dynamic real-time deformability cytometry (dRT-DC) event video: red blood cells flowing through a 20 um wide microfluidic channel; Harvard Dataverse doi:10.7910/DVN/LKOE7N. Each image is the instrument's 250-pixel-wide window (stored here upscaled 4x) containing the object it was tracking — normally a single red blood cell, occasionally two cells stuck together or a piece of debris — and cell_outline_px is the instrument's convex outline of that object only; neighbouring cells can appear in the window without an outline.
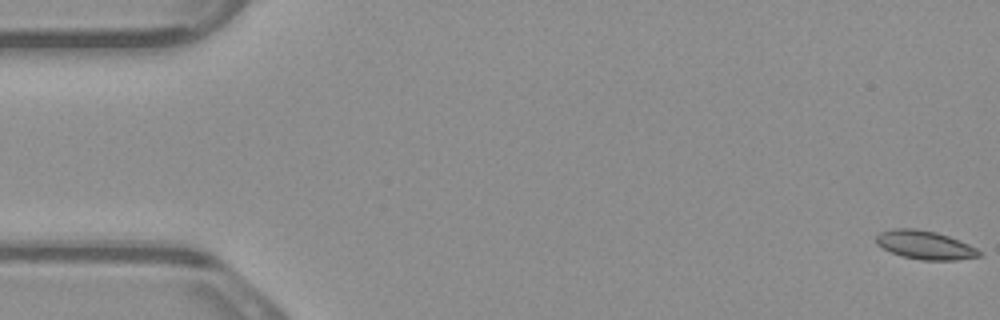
{"species": "common noctule bat (a hibernating species)", "species_latin": "Nyctalus noctula", "temperature_condition": "warm", "stored_images_in_passage": 5, "camera_frame_rate_fps": 3000, "um_per_image_px": 0.085, "animal": {"sex": "male", "body_mass_g": 23.1, "forearm_length_mm": 52.7}, "frame": {"image": 1, "passage_image": 1, "time_ms": 0.0, "image_size_px": [1000, 320], "cell_outline_px": [[984, 256], [956, 260], [920, 260], [900, 256], [876, 244], [876, 236], [880, 232], [896, 228], [916, 228], [936, 232], [948, 236], [968, 244], [984, 252]], "centroid_in_image_um": [78.66, 20.83], "position_along_channel_um": 6.3, "area_um2": 17.28}}
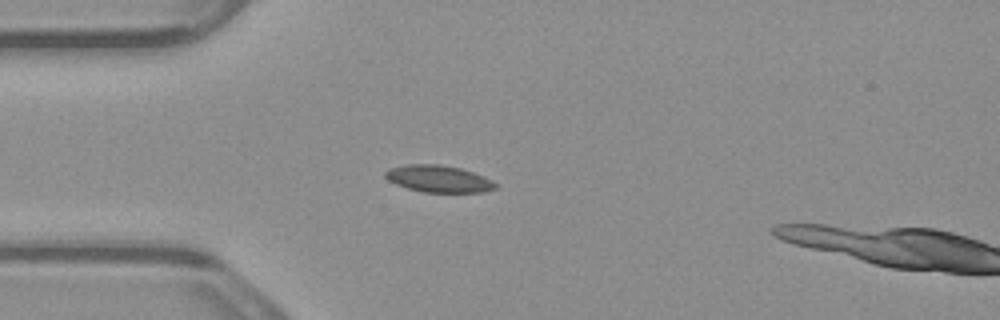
{"frame": {"image": 2, "passage_image": 4, "time_ms": 1.0, "image_size_px": [1000, 320], "cell_outline_px": [[496, 188], [484, 192], [424, 192], [408, 188], [396, 184], [388, 180], [384, 176], [384, 172], [388, 168], [408, 164], [440, 164], [460, 168], [484, 176], [492, 180], [496, 184]], "centroid_in_image_um": [37.26, 15.19], "position_along_channel_um": 47.7, "area_um2": 17.28}}